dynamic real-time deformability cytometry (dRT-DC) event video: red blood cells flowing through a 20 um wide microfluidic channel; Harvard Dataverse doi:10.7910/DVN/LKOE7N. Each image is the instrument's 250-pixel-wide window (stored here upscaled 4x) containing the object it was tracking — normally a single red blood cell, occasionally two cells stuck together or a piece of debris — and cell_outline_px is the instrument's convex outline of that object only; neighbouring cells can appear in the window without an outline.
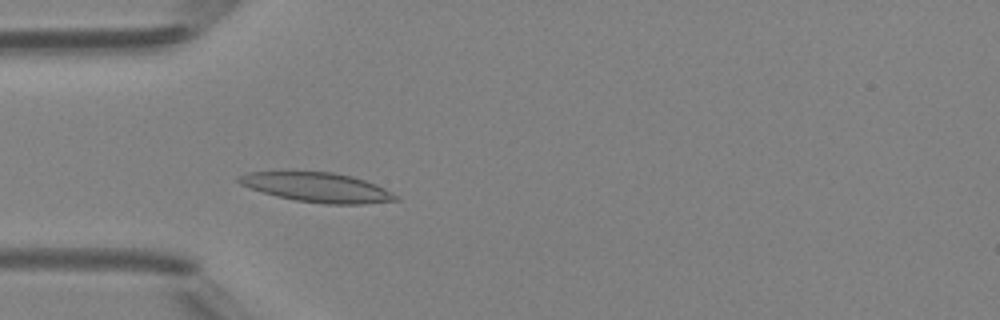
{"species": "Egyptian fruit bat (a non-hibernating species)", "species_latin": "Rousettus aegyptiacus", "temperature_condition": "room temperature", "stored_images_in_passage": 45, "camera_frame_rate_fps": 3000, "um_per_image_px": 0.085, "animal": {"sex": "female"}, "frame": {"image": 1, "passage_image": 12, "time_ms": 3.667, "image_size_px": [1000, 320], "cell_outline_px": [[400, 200], [364, 204], [324, 204], [296, 200], [276, 196], [240, 184], [236, 180], [236, 176], [248, 172], [332, 172], [352, 176], [376, 184], [400, 196]], "centroid_in_image_um": [27.01, 15.93], "position_along_channel_um": 58.0, "area_um2": 26.88}}
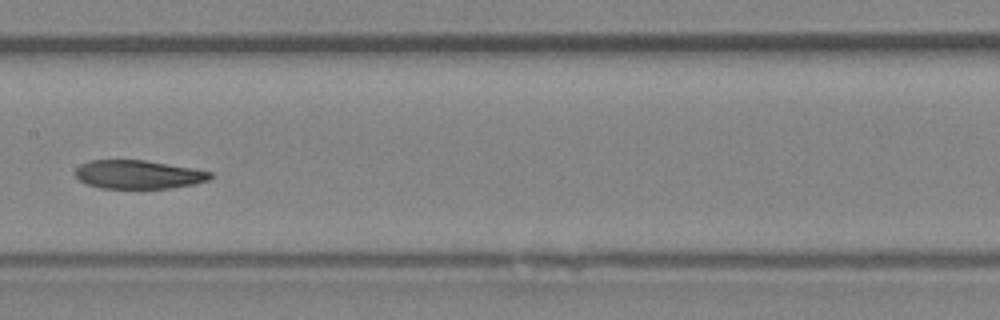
{"frame": {"image": 2, "passage_image": 22, "time_ms": 7.0, "image_size_px": [1000, 320], "cell_outline_px": [[212, 176], [208, 180], [192, 184], [172, 188], [100, 188], [88, 184], [80, 180], [76, 176], [76, 168], [80, 164], [88, 160], [144, 160], [192, 168], [212, 172]], "centroid_in_image_um": [11.74, 14.83], "position_along_channel_um": 195.7, "area_um2": 22.31}}
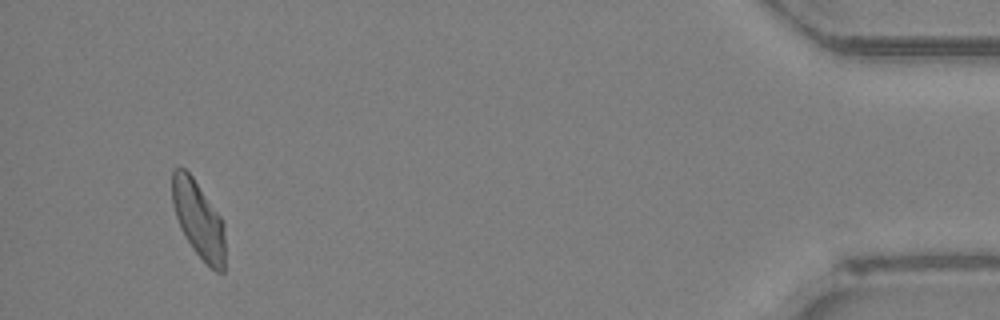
{"frame": {"image": 3, "passage_image": 43, "time_ms": 14.0, "image_size_px": [1000, 320], "cell_outline_px": [[224, 272], [216, 272], [192, 248], [180, 228], [172, 204], [172, 168], [184, 168], [192, 176], [220, 216], [224, 224]], "centroid_in_image_um": [16.85, 18.64], "position_along_channel_um": 418.3, "area_um2": 23.41}}